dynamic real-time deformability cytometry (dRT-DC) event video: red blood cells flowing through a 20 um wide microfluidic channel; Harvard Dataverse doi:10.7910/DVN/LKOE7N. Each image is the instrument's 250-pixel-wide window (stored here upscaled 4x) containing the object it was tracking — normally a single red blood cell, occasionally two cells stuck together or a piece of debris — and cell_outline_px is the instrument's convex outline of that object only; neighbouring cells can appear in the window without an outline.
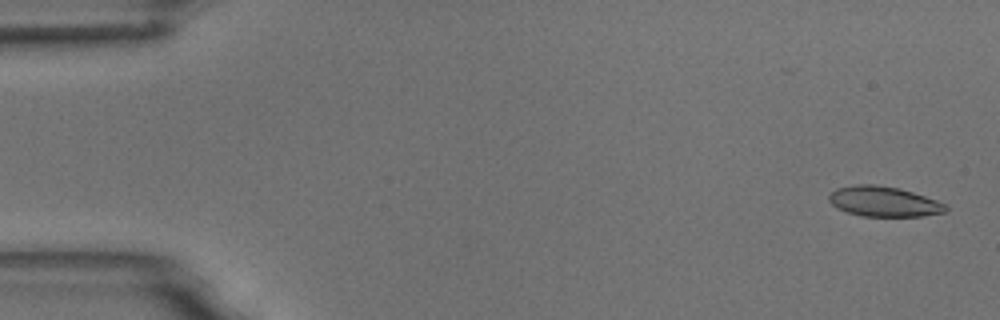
{"species": "common noctule bat (a hibernating species)", "species_latin": "Nyctalus noctula", "temperature_condition": "room temperature", "stored_images_in_passage": 5, "camera_frame_rate_fps": 3000, "um_per_image_px": 0.085, "animal": {"sex": "male", "body_mass_g": 18.8}, "frame": {"image": 1, "passage_image": 1, "time_ms": 0.0, "image_size_px": [1000, 320], "cell_outline_px": [[948, 208], [944, 212], [924, 216], [860, 216], [848, 212], [832, 204], [828, 200], [828, 196], [836, 188], [856, 184], [876, 184], [896, 188], [912, 192], [936, 200], [944, 204]], "centroid_in_image_um": [75.1, 17.13], "position_along_channel_um": 9.9, "area_um2": 20.29}}
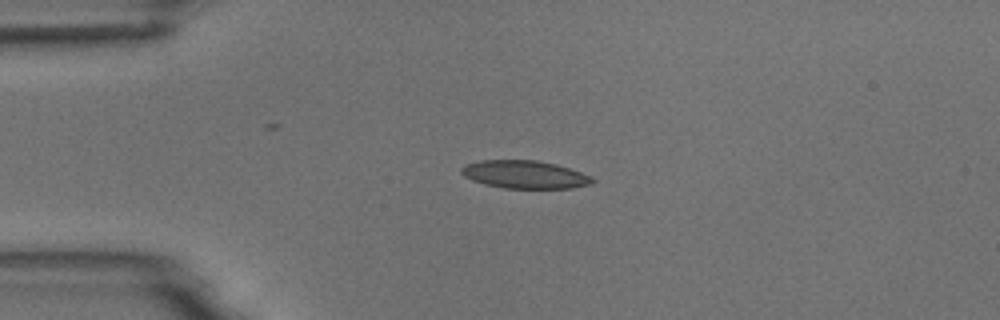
{"frame": {"image": 2, "passage_image": 4, "time_ms": 3.667, "image_size_px": [1000, 320], "cell_outline_px": [[596, 180], [592, 184], [572, 188], [504, 188], [484, 184], [472, 180], [464, 176], [460, 172], [460, 168], [464, 164], [480, 160], [536, 160], [556, 164], [580, 172]], "centroid_in_image_um": [44.56, 14.83], "position_along_channel_um": 40.4, "area_um2": 21.33}}